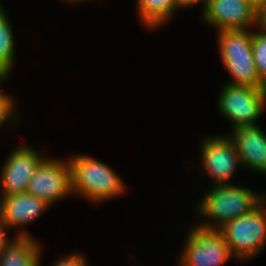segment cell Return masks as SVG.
Here are the masks:
<instances>
[{"instance_id":"1","label":"cell","mask_w":266,"mask_h":266,"mask_svg":"<svg viewBox=\"0 0 266 266\" xmlns=\"http://www.w3.org/2000/svg\"><path fill=\"white\" fill-rule=\"evenodd\" d=\"M208 188L195 206L192 205V213L198 221L194 223L196 226L210 230H218L229 221L250 213L266 198V191L260 192L240 183Z\"/></svg>"},{"instance_id":"2","label":"cell","mask_w":266,"mask_h":266,"mask_svg":"<svg viewBox=\"0 0 266 266\" xmlns=\"http://www.w3.org/2000/svg\"><path fill=\"white\" fill-rule=\"evenodd\" d=\"M66 158L71 168L74 197L99 206L126 196L129 190L127 183L105 162L81 153L70 154Z\"/></svg>"},{"instance_id":"3","label":"cell","mask_w":266,"mask_h":266,"mask_svg":"<svg viewBox=\"0 0 266 266\" xmlns=\"http://www.w3.org/2000/svg\"><path fill=\"white\" fill-rule=\"evenodd\" d=\"M220 61L230 80L223 83L266 88L257 73L252 52V29L216 31Z\"/></svg>"},{"instance_id":"4","label":"cell","mask_w":266,"mask_h":266,"mask_svg":"<svg viewBox=\"0 0 266 266\" xmlns=\"http://www.w3.org/2000/svg\"><path fill=\"white\" fill-rule=\"evenodd\" d=\"M218 231L238 263L247 265L255 260L266 248V198L250 213L229 221Z\"/></svg>"},{"instance_id":"5","label":"cell","mask_w":266,"mask_h":266,"mask_svg":"<svg viewBox=\"0 0 266 266\" xmlns=\"http://www.w3.org/2000/svg\"><path fill=\"white\" fill-rule=\"evenodd\" d=\"M226 133L200 135V162L197 167L199 173H202L200 177L210 181L208 187L236 184L235 173L243 168L236 146Z\"/></svg>"},{"instance_id":"6","label":"cell","mask_w":266,"mask_h":266,"mask_svg":"<svg viewBox=\"0 0 266 266\" xmlns=\"http://www.w3.org/2000/svg\"><path fill=\"white\" fill-rule=\"evenodd\" d=\"M216 98V108L230 122V130L258 124L266 110V88L222 83Z\"/></svg>"},{"instance_id":"7","label":"cell","mask_w":266,"mask_h":266,"mask_svg":"<svg viewBox=\"0 0 266 266\" xmlns=\"http://www.w3.org/2000/svg\"><path fill=\"white\" fill-rule=\"evenodd\" d=\"M184 236L177 266H223L236 260L218 230L190 225Z\"/></svg>"},{"instance_id":"8","label":"cell","mask_w":266,"mask_h":266,"mask_svg":"<svg viewBox=\"0 0 266 266\" xmlns=\"http://www.w3.org/2000/svg\"><path fill=\"white\" fill-rule=\"evenodd\" d=\"M39 149L41 150L27 143L12 148L0 168V196L27 192L30 179L40 163L49 155L46 148Z\"/></svg>"},{"instance_id":"9","label":"cell","mask_w":266,"mask_h":266,"mask_svg":"<svg viewBox=\"0 0 266 266\" xmlns=\"http://www.w3.org/2000/svg\"><path fill=\"white\" fill-rule=\"evenodd\" d=\"M27 193L51 207L73 195L71 168L67 158L48 155L29 181Z\"/></svg>"},{"instance_id":"10","label":"cell","mask_w":266,"mask_h":266,"mask_svg":"<svg viewBox=\"0 0 266 266\" xmlns=\"http://www.w3.org/2000/svg\"><path fill=\"white\" fill-rule=\"evenodd\" d=\"M200 11L202 25L215 31L245 30L256 26L257 10L249 0H204Z\"/></svg>"},{"instance_id":"11","label":"cell","mask_w":266,"mask_h":266,"mask_svg":"<svg viewBox=\"0 0 266 266\" xmlns=\"http://www.w3.org/2000/svg\"><path fill=\"white\" fill-rule=\"evenodd\" d=\"M50 208L48 203L27 192L0 196V217L17 237H33L26 226L33 225Z\"/></svg>"},{"instance_id":"12","label":"cell","mask_w":266,"mask_h":266,"mask_svg":"<svg viewBox=\"0 0 266 266\" xmlns=\"http://www.w3.org/2000/svg\"><path fill=\"white\" fill-rule=\"evenodd\" d=\"M236 146L243 171L266 176V130L261 125L239 126L226 133Z\"/></svg>"},{"instance_id":"13","label":"cell","mask_w":266,"mask_h":266,"mask_svg":"<svg viewBox=\"0 0 266 266\" xmlns=\"http://www.w3.org/2000/svg\"><path fill=\"white\" fill-rule=\"evenodd\" d=\"M139 24L148 31H158L175 17L180 10H188L180 0H136Z\"/></svg>"},{"instance_id":"14","label":"cell","mask_w":266,"mask_h":266,"mask_svg":"<svg viewBox=\"0 0 266 266\" xmlns=\"http://www.w3.org/2000/svg\"><path fill=\"white\" fill-rule=\"evenodd\" d=\"M36 238L16 236L0 254V266H40L44 246Z\"/></svg>"},{"instance_id":"15","label":"cell","mask_w":266,"mask_h":266,"mask_svg":"<svg viewBox=\"0 0 266 266\" xmlns=\"http://www.w3.org/2000/svg\"><path fill=\"white\" fill-rule=\"evenodd\" d=\"M6 9L0 10V68L12 76L14 63H16V35L12 26L10 16ZM12 72V73H11Z\"/></svg>"},{"instance_id":"16","label":"cell","mask_w":266,"mask_h":266,"mask_svg":"<svg viewBox=\"0 0 266 266\" xmlns=\"http://www.w3.org/2000/svg\"><path fill=\"white\" fill-rule=\"evenodd\" d=\"M11 80V76L8 75L5 79L0 80V87L1 85L3 86L8 80ZM13 94L8 93L7 90H2L0 88V129L5 128L12 129L13 127L17 128L19 127L18 125L21 124L20 120V113L16 109L19 106L17 104V101L15 100V96H12ZM18 119V120H17ZM12 127V128H11Z\"/></svg>"},{"instance_id":"17","label":"cell","mask_w":266,"mask_h":266,"mask_svg":"<svg viewBox=\"0 0 266 266\" xmlns=\"http://www.w3.org/2000/svg\"><path fill=\"white\" fill-rule=\"evenodd\" d=\"M252 52L257 73L266 84V32L252 29Z\"/></svg>"},{"instance_id":"18","label":"cell","mask_w":266,"mask_h":266,"mask_svg":"<svg viewBox=\"0 0 266 266\" xmlns=\"http://www.w3.org/2000/svg\"><path fill=\"white\" fill-rule=\"evenodd\" d=\"M43 263L40 262V266H42ZM49 266H90L89 258L87 260L86 255L82 254V252H72L66 255H62L56 258V260H53L51 265Z\"/></svg>"},{"instance_id":"19","label":"cell","mask_w":266,"mask_h":266,"mask_svg":"<svg viewBox=\"0 0 266 266\" xmlns=\"http://www.w3.org/2000/svg\"><path fill=\"white\" fill-rule=\"evenodd\" d=\"M10 232L12 231H10V229L7 227V225L3 222V220L0 217V254L16 237L15 235L11 237V235H9Z\"/></svg>"},{"instance_id":"20","label":"cell","mask_w":266,"mask_h":266,"mask_svg":"<svg viewBox=\"0 0 266 266\" xmlns=\"http://www.w3.org/2000/svg\"><path fill=\"white\" fill-rule=\"evenodd\" d=\"M255 29L266 32V5L261 6L256 12Z\"/></svg>"},{"instance_id":"21","label":"cell","mask_w":266,"mask_h":266,"mask_svg":"<svg viewBox=\"0 0 266 266\" xmlns=\"http://www.w3.org/2000/svg\"><path fill=\"white\" fill-rule=\"evenodd\" d=\"M204 0H180V2L187 8H193L195 6H201Z\"/></svg>"},{"instance_id":"22","label":"cell","mask_w":266,"mask_h":266,"mask_svg":"<svg viewBox=\"0 0 266 266\" xmlns=\"http://www.w3.org/2000/svg\"><path fill=\"white\" fill-rule=\"evenodd\" d=\"M59 1H61V2H66L67 3V6L69 5L70 7L71 6H74L75 4L76 5H80V4H84V3H87V2H97V0H59ZM100 1V0H99Z\"/></svg>"},{"instance_id":"23","label":"cell","mask_w":266,"mask_h":266,"mask_svg":"<svg viewBox=\"0 0 266 266\" xmlns=\"http://www.w3.org/2000/svg\"><path fill=\"white\" fill-rule=\"evenodd\" d=\"M249 2L256 10H258L263 5H266V0H249Z\"/></svg>"},{"instance_id":"24","label":"cell","mask_w":266,"mask_h":266,"mask_svg":"<svg viewBox=\"0 0 266 266\" xmlns=\"http://www.w3.org/2000/svg\"><path fill=\"white\" fill-rule=\"evenodd\" d=\"M8 75L0 68V80L5 79Z\"/></svg>"},{"instance_id":"25","label":"cell","mask_w":266,"mask_h":266,"mask_svg":"<svg viewBox=\"0 0 266 266\" xmlns=\"http://www.w3.org/2000/svg\"><path fill=\"white\" fill-rule=\"evenodd\" d=\"M2 5H3L2 2H0V10H2L3 8H5L4 5L3 6Z\"/></svg>"}]
</instances>
